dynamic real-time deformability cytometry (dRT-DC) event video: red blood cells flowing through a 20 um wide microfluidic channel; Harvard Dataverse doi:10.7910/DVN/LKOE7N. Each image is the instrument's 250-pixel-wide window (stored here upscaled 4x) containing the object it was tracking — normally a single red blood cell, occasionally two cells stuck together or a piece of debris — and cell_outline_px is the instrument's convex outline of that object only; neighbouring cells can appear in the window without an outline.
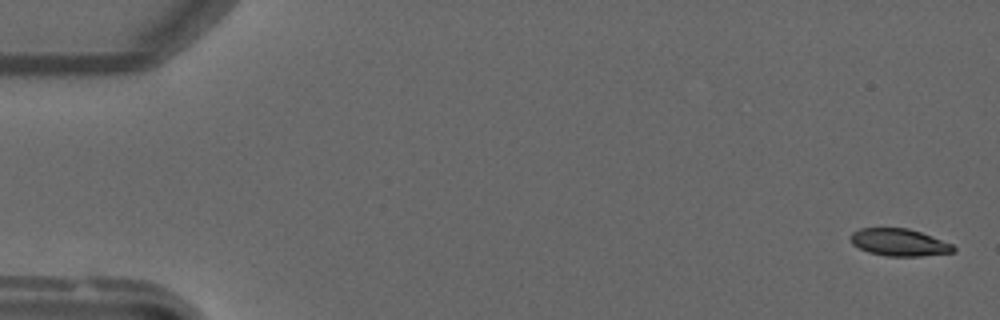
{"species": "common noctule bat (a hibernating species)", "species_latin": "Nyctalus noctula", "temperature_condition": "warm", "stored_images_in_passage": 48, "camera_frame_rate_fps": 3000, "um_per_image_px": 0.085, "animal": {"sex": "male", "forearm_length_mm": 52.5}, "frame": {"image": 1, "passage_image": 2, "time_ms": 0.333, "image_size_px": [1000, 320], "cell_outline_px": [[956, 252], [920, 256], [884, 256], [868, 252], [852, 244], [852, 232], [860, 228], [908, 228], [920, 232], [952, 244], [956, 248]], "centroid_in_image_um": [76.44, 20.61], "position_along_channel_um": 8.6, "area_um2": 16.24}}
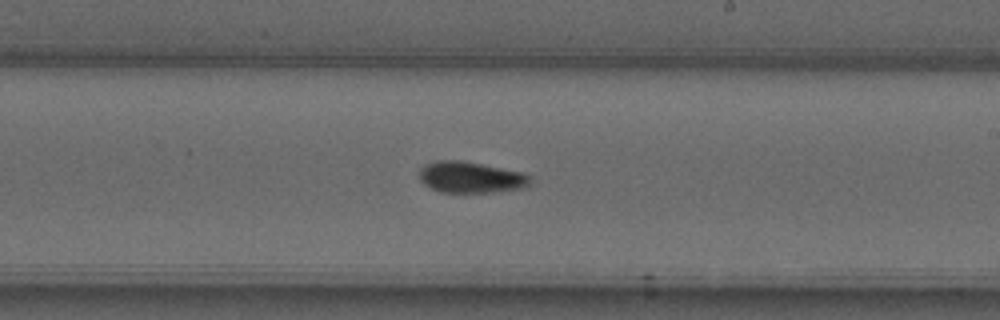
{"frame": {"image": 2, "passage_image": 30, "time_ms": 9.667, "image_size_px": [1000, 320], "cell_outline_px": [[532, 180], [528, 188], [492, 192], [440, 192], [424, 184], [420, 180], [420, 168], [424, 164], [436, 160], [460, 160], [524, 172]], "centroid_in_image_um": [40.04, 15.07], "position_along_channel_um": 249.0, "area_um2": 20.35}}
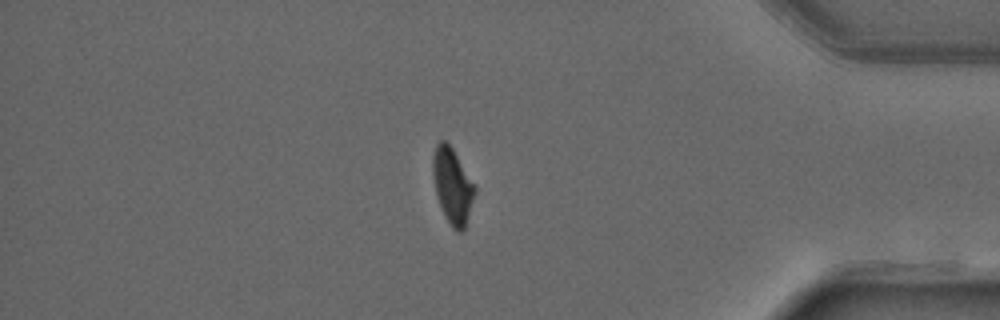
{"frame": {"image": 3, "passage_image": 43, "time_ms": 14.0, "image_size_px": [1000, 320], "cell_outline_px": [[476, 192], [464, 228], [460, 232], [456, 232], [452, 228], [440, 204], [436, 192], [432, 172], [432, 156], [436, 144], [440, 140], [444, 140], [452, 148], [476, 184]], "centroid_in_image_um": [38.47, 15.75], "position_along_channel_um": 396.7, "area_um2": 18.32}}